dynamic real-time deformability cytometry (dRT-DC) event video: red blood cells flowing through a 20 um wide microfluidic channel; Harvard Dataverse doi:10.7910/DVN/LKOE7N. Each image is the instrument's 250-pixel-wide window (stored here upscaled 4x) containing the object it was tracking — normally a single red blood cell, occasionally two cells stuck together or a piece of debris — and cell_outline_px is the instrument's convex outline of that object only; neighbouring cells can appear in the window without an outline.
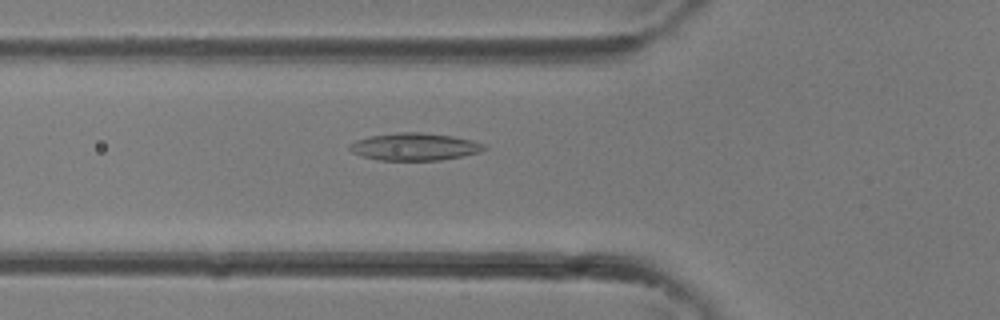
{"species": "common noctule bat (a hibernating species)", "species_latin": "Nyctalus noctula", "temperature_condition": "room temperature", "stored_images_in_passage": 36, "camera_frame_rate_fps": 3000, "um_per_image_px": 0.085, "animal": {"sex": "female"}, "frame": {"image": 1, "passage_image": 13, "time_ms": 4.0, "image_size_px": [1000, 320], "cell_outline_px": [[488, 148], [480, 152], [440, 160], [380, 160], [360, 156], [352, 152], [348, 148], [348, 144], [356, 140], [372, 136], [396, 132], [424, 132], [452, 136], [472, 140], [484, 144]], "centroid_in_image_um": [35.22, 12.47], "position_along_channel_um": 90.6, "area_um2": 21.5}}
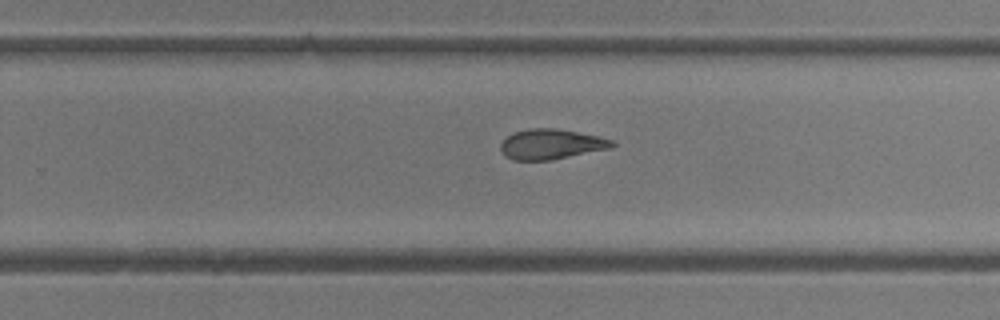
{"frame": {"image": 2, "passage_image": 23, "time_ms": 7.333, "image_size_px": [1000, 320], "cell_outline_px": [[616, 144], [608, 148], [552, 160], [512, 160], [500, 148], [500, 144], [512, 132], [528, 128], [556, 128], [600, 136], [612, 140]], "centroid_in_image_um": [46.84, 12.24], "position_along_channel_um": 283.0, "area_um2": 19.42}}
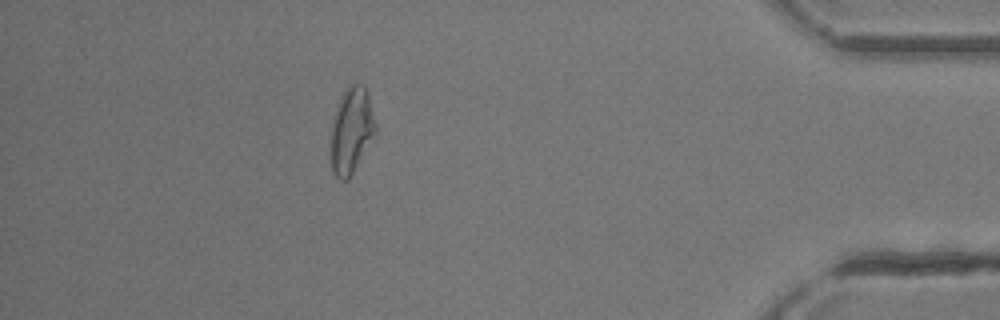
{"frame": {"image": 3, "passage_image": 32, "time_ms": 10.333, "image_size_px": [1000, 320], "cell_outline_px": [[376, 136], [348, 180], [340, 180], [332, 172], [332, 124], [336, 104], [344, 88], [352, 84], [364, 84], [368, 92], [376, 124]], "centroid_in_image_um": [29.9, 11.05], "position_along_channel_um": 405.3, "area_um2": 22.66}}